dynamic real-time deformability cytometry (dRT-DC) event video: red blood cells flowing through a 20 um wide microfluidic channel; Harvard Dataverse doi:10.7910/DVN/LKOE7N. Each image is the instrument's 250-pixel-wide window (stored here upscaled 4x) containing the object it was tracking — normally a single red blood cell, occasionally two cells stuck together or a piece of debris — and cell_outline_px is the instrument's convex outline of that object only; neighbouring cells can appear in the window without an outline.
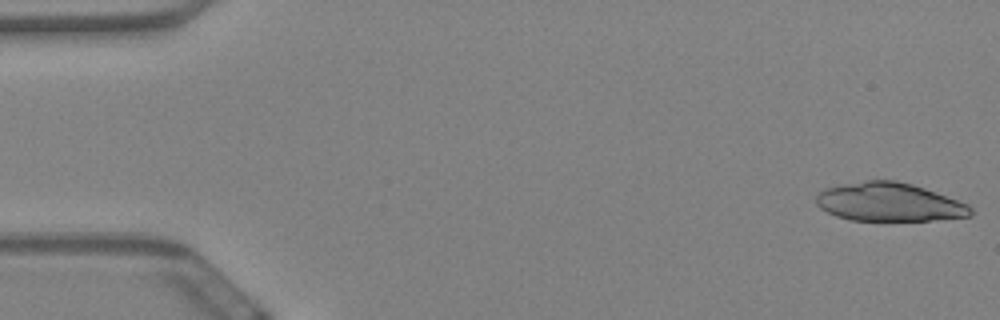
{"species": "Egyptian fruit bat (a non-hibernating species)", "species_latin": "Rousettus aegyptiacus", "temperature_condition": "warm", "stored_images_in_passage": 33, "camera_frame_rate_fps": 3000, "um_per_image_px": 0.085, "animal": {"sex": "female"}, "frame": {"image": 1, "passage_image": 1, "time_ms": 0.0, "image_size_px": [1000, 320], "cell_outline_px": [[972, 212], [968, 216], [928, 220], [848, 220], [836, 216], [820, 208], [816, 204], [816, 196], [824, 188], [844, 184], [868, 180], [896, 180], [912, 184], [924, 188], [968, 204], [972, 208]], "centroid_in_image_um": [75.54, 17.17], "position_along_channel_um": 9.5, "area_um2": 34.33}}